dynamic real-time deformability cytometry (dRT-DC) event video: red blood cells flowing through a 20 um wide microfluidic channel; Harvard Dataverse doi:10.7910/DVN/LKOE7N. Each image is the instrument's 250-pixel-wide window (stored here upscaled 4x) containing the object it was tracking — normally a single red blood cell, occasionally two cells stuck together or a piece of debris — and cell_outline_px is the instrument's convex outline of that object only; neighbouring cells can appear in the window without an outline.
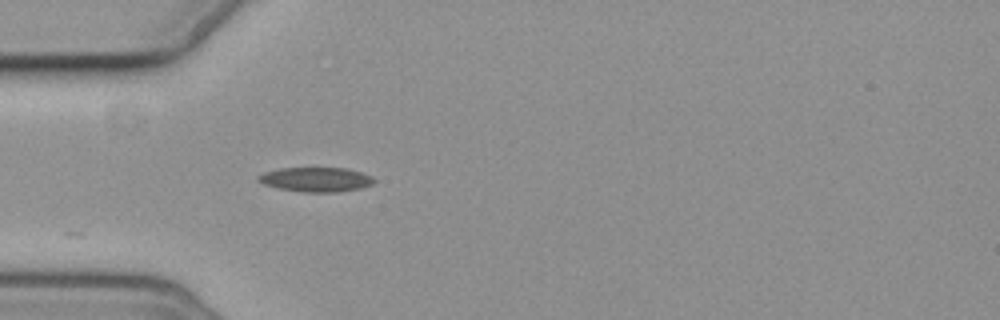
{"species": "common noctule bat (a hibernating species)", "species_latin": "Nyctalus noctula", "temperature_condition": "cold", "stored_images_in_passage": 3, "camera_frame_rate_fps": 3000, "um_per_image_px": 0.085, "animal": {"sex": "female", "body_mass_g": 19.3, "forearm_length_mm": 54.1}, "frame": {"image": 1, "passage_image": 3, "time_ms": 2.333, "image_size_px": [1000, 320], "cell_outline_px": [[376, 180], [372, 184], [360, 188], [336, 192], [304, 192], [280, 188], [264, 184], [256, 180], [256, 176], [264, 172], [280, 168], [348, 168], [372, 176]], "centroid_in_image_um": [26.85, 15.25], "position_along_channel_um": 58.2, "area_um2": 16.47}}